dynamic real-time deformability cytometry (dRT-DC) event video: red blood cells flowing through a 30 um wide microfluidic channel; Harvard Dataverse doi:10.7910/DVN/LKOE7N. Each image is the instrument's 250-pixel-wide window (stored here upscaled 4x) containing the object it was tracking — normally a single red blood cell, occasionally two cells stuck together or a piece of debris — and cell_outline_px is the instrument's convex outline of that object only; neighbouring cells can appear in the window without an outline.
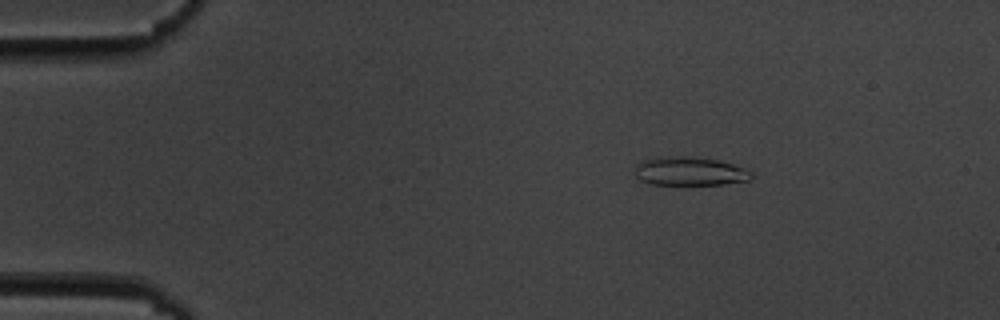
{"species": "common noctule bat (a hibernating species)", "species_latin": "Nyctalus noctula", "temperature_condition": "cold", "stored_images_in_passage": 4, "camera_frame_rate_fps": 3000, "um_per_image_px": 0.085, "animal": {"sex": "male", "body_mass_g": 19.5, "forearm_length_mm": 54.6}, "frame": {"image": 1, "passage_image": 1, "time_ms": 0.0, "image_size_px": [1000, 320], "cell_outline_px": [[752, 176], [748, 180], [724, 184], [652, 184], [640, 180], [636, 176], [636, 164], [640, 160], [660, 156], [692, 156], [716, 160], [732, 164], [744, 168], [752, 172]], "centroid_in_image_um": [58.59, 14.54], "position_along_channel_um": 26.4, "area_um2": 19.42}}